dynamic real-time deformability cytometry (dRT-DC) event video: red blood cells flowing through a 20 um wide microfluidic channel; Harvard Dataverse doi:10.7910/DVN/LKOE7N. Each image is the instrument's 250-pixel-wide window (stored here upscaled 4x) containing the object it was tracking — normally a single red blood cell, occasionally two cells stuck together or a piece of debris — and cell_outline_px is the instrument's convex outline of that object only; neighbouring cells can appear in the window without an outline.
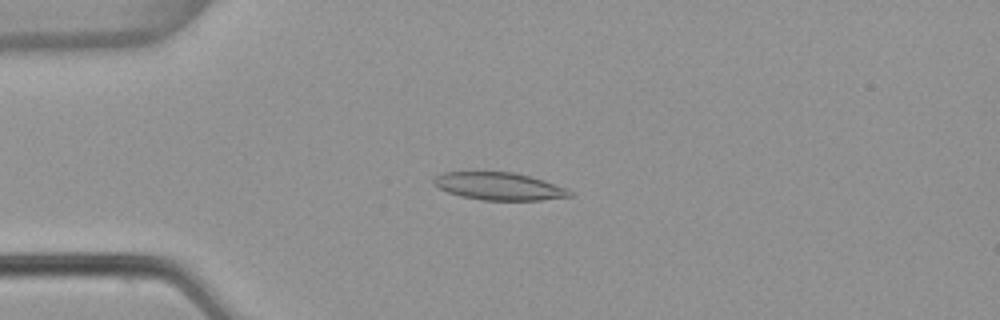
{"species": "common noctule bat (a hibernating species)", "species_latin": "Nyctalus noctula", "temperature_condition": "warm", "stored_images_in_passage": 5, "camera_frame_rate_fps": 3000, "um_per_image_px": 0.085, "animal": {"sex": "female", "body_mass_g": 22.7, "forearm_length_mm": 54.2}, "frame": {"image": 1, "passage_image": 4, "time_ms": 1.0, "image_size_px": [1000, 320], "cell_outline_px": [[572, 196], [540, 200], [484, 200], [460, 196], [448, 192], [432, 184], [432, 180], [436, 176], [444, 172], [512, 172], [544, 180], [568, 188], [572, 192]], "centroid_in_image_um": [42.42, 15.83], "position_along_channel_um": 42.6, "area_um2": 21.79}}